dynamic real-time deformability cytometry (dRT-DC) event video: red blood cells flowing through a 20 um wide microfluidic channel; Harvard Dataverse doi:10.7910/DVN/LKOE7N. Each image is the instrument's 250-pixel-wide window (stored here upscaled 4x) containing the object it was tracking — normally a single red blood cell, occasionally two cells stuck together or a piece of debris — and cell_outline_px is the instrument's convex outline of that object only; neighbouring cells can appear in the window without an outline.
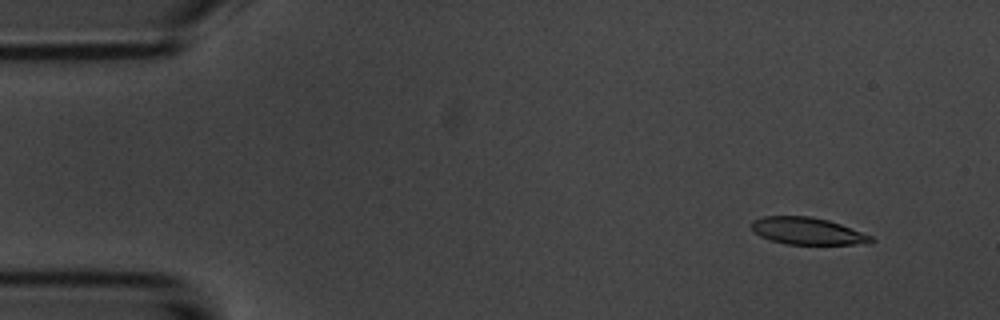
{"species": "common noctule bat (a hibernating species)", "species_latin": "Nyctalus noctula", "temperature_condition": "room temperature", "stored_images_in_passage": 5, "camera_frame_rate_fps": 3000, "um_per_image_px": 0.085, "animal": {"sex": "male", "body_mass_g": 20.1, "forearm_length_mm": 53.5}, "frame": {"image": 1, "passage_image": 2, "time_ms": 1.0, "image_size_px": [1000, 320], "cell_outline_px": [[876, 240], [872, 244], [784, 244], [760, 236], [752, 228], [752, 220], [764, 216], [808, 216], [828, 220], [840, 224], [872, 236]], "centroid_in_image_um": [68.67, 19.64], "position_along_channel_um": 16.3, "area_um2": 18.79}}
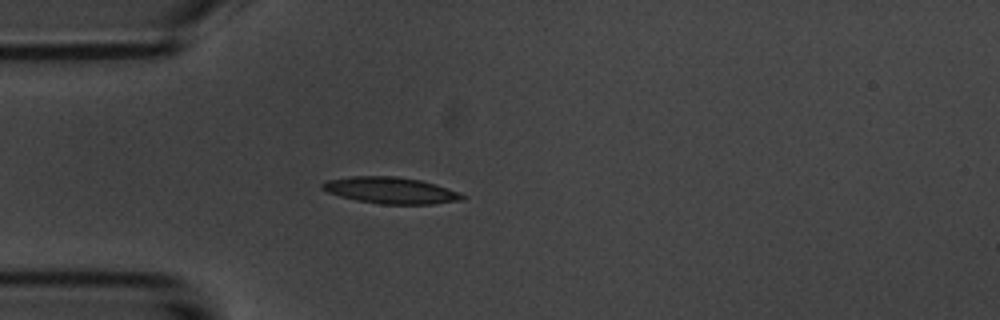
{"frame": {"image": 2, "passage_image": 5, "time_ms": 4.333, "image_size_px": [1000, 320], "cell_outline_px": [[468, 196], [464, 200], [432, 204], [380, 204], [356, 200], [340, 196], [328, 192], [320, 188], [320, 184], [324, 180], [352, 176], [396, 176], [420, 180], [436, 184], [460, 192]], "centroid_in_image_um": [33.22, 16.18], "position_along_channel_um": 51.8, "area_um2": 21.85}}